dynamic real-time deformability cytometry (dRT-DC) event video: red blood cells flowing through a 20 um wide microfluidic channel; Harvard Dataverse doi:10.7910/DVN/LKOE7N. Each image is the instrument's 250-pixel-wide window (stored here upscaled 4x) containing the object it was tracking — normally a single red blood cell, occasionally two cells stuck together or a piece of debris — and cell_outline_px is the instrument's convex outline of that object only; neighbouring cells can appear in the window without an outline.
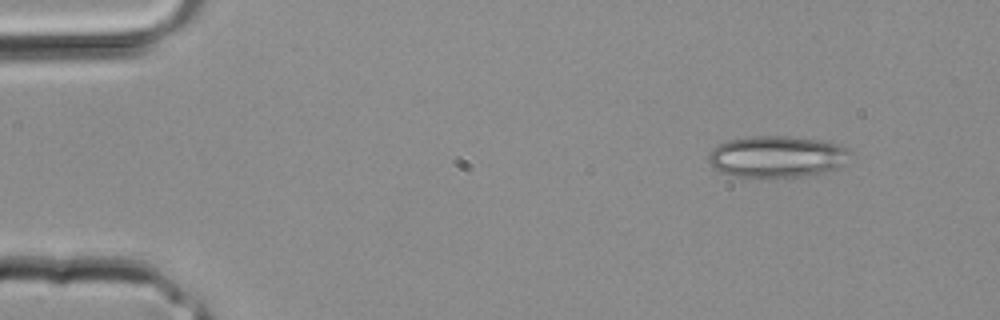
{"species": "common noctule bat (a hibernating species)", "species_latin": "Nyctalus noctula", "temperature_condition": "room temperature", "stored_images_in_passage": 3, "camera_frame_rate_fps": 3000, "um_per_image_px": 0.085, "animal": {"sex": "male", "body_mass_g": 20.4}, "frame": {"image": 1, "passage_image": 1, "time_ms": 0.0, "image_size_px": [1000, 320], "cell_outline_px": [[856, 156], [844, 164], [836, 168], [824, 172], [800, 176], [736, 176], [720, 172], [708, 164], [708, 156], [712, 148], [728, 140], [752, 136], [784, 136], [820, 140], [836, 144], [848, 148]], "centroid_in_image_um": [66.07, 13.3], "position_along_channel_um": 18.9, "area_um2": 34.28}}